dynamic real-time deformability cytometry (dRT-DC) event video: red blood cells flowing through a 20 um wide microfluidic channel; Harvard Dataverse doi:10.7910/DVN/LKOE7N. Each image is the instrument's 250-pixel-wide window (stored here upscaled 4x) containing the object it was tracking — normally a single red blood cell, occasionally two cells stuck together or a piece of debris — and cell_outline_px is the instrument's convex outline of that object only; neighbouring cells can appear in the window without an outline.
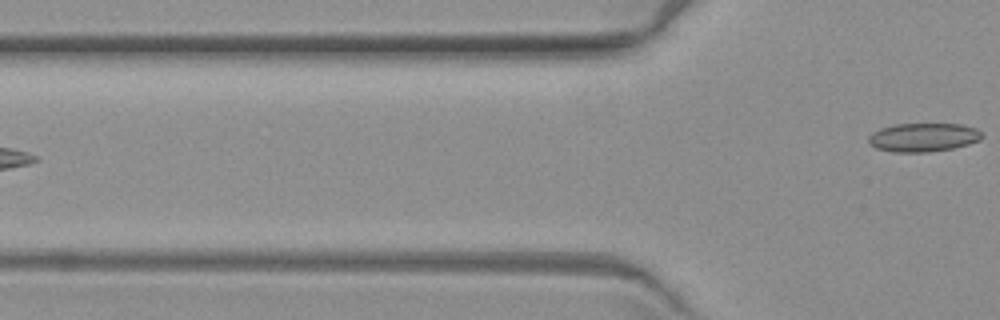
{"species": "common noctule bat (a hibernating species)", "species_latin": "Nyctalus noctula", "temperature_condition": "warm", "stored_images_in_passage": 3, "camera_frame_rate_fps": 3000, "um_per_image_px": 0.085, "animal": {"sex": "female", "body_mass_g": 19.3, "forearm_length_mm": 54.1}, "frame": {"image": 1, "passage_image": 3, "time_ms": 3.333, "image_size_px": [1000, 320], "cell_outline_px": [[984, 136], [980, 140], [968, 144], [952, 148], [928, 152], [892, 152], [876, 148], [868, 144], [868, 136], [872, 132], [880, 128], [896, 124], [960, 124], [976, 128]], "centroid_in_image_um": [78.45, 11.67], "position_along_channel_um": 47.4, "area_um2": 19.02}}